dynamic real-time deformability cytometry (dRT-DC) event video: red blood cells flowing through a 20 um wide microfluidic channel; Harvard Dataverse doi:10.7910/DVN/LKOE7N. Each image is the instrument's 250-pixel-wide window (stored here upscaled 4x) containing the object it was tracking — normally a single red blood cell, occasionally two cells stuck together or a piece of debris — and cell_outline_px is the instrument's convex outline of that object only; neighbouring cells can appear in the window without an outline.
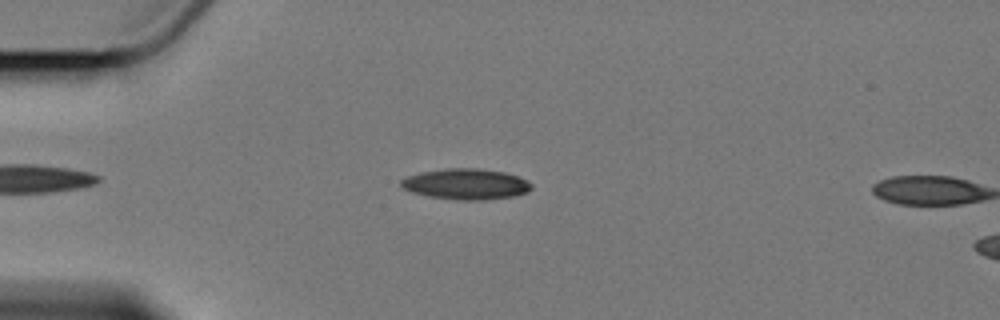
{"species": "Egyptian fruit bat (a non-hibernating species)", "species_latin": "Rousettus aegyptiacus", "temperature_condition": "cold", "stored_images_in_passage": 4, "camera_frame_rate_fps": 3000, "um_per_image_px": 0.085, "animal": {"sex": "female"}, "frame": {"image": 1, "passage_image": 3, "time_ms": 3.0, "image_size_px": [1000, 320], "cell_outline_px": [[532, 188], [528, 192], [512, 196], [484, 200], [456, 200], [428, 196], [412, 192], [400, 188], [400, 180], [408, 176], [420, 172], [444, 168], [480, 168], [504, 172], [528, 180], [532, 184]], "centroid_in_image_um": [39.59, 15.64], "position_along_channel_um": 45.4, "area_um2": 23.58}}